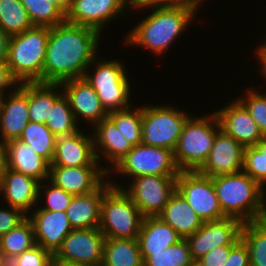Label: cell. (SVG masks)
<instances>
[{"label": "cell", "instance_id": "1", "mask_svg": "<svg viewBox=\"0 0 266 266\" xmlns=\"http://www.w3.org/2000/svg\"><path fill=\"white\" fill-rule=\"evenodd\" d=\"M100 32L67 22L49 28L43 83L82 78L97 57Z\"/></svg>", "mask_w": 266, "mask_h": 266}, {"label": "cell", "instance_id": "2", "mask_svg": "<svg viewBox=\"0 0 266 266\" xmlns=\"http://www.w3.org/2000/svg\"><path fill=\"white\" fill-rule=\"evenodd\" d=\"M217 198L226 217L244 222L266 218L264 188L245 172L211 177Z\"/></svg>", "mask_w": 266, "mask_h": 266}, {"label": "cell", "instance_id": "3", "mask_svg": "<svg viewBox=\"0 0 266 266\" xmlns=\"http://www.w3.org/2000/svg\"><path fill=\"white\" fill-rule=\"evenodd\" d=\"M152 11L130 32L127 44L129 42L135 46H144L155 52V55H160L184 31L196 12L181 7L163 6H157Z\"/></svg>", "mask_w": 266, "mask_h": 266}, {"label": "cell", "instance_id": "4", "mask_svg": "<svg viewBox=\"0 0 266 266\" xmlns=\"http://www.w3.org/2000/svg\"><path fill=\"white\" fill-rule=\"evenodd\" d=\"M49 38V27L33 26L10 36L7 64L20 83H43V67Z\"/></svg>", "mask_w": 266, "mask_h": 266}, {"label": "cell", "instance_id": "5", "mask_svg": "<svg viewBox=\"0 0 266 266\" xmlns=\"http://www.w3.org/2000/svg\"><path fill=\"white\" fill-rule=\"evenodd\" d=\"M143 217L123 188L112 182L103 183L98 228L105 238L138 239Z\"/></svg>", "mask_w": 266, "mask_h": 266}, {"label": "cell", "instance_id": "6", "mask_svg": "<svg viewBox=\"0 0 266 266\" xmlns=\"http://www.w3.org/2000/svg\"><path fill=\"white\" fill-rule=\"evenodd\" d=\"M192 118L190 116L185 122L174 151L180 171H196L204 164L221 129L215 112L209 117Z\"/></svg>", "mask_w": 266, "mask_h": 266}, {"label": "cell", "instance_id": "7", "mask_svg": "<svg viewBox=\"0 0 266 266\" xmlns=\"http://www.w3.org/2000/svg\"><path fill=\"white\" fill-rule=\"evenodd\" d=\"M188 116L172 106L142 108V141L149 146L175 151Z\"/></svg>", "mask_w": 266, "mask_h": 266}, {"label": "cell", "instance_id": "8", "mask_svg": "<svg viewBox=\"0 0 266 266\" xmlns=\"http://www.w3.org/2000/svg\"><path fill=\"white\" fill-rule=\"evenodd\" d=\"M93 75L88 71L85 80L93 87L107 113L129 108L130 86L123 64L112 61L97 63Z\"/></svg>", "mask_w": 266, "mask_h": 266}, {"label": "cell", "instance_id": "9", "mask_svg": "<svg viewBox=\"0 0 266 266\" xmlns=\"http://www.w3.org/2000/svg\"><path fill=\"white\" fill-rule=\"evenodd\" d=\"M114 168L134 178L148 175L178 176L180 172L173 151L143 143L133 146Z\"/></svg>", "mask_w": 266, "mask_h": 266}, {"label": "cell", "instance_id": "10", "mask_svg": "<svg viewBox=\"0 0 266 266\" xmlns=\"http://www.w3.org/2000/svg\"><path fill=\"white\" fill-rule=\"evenodd\" d=\"M176 190L203 222L215 221L226 216L222 213L211 177L196 171H180Z\"/></svg>", "mask_w": 266, "mask_h": 266}, {"label": "cell", "instance_id": "11", "mask_svg": "<svg viewBox=\"0 0 266 266\" xmlns=\"http://www.w3.org/2000/svg\"><path fill=\"white\" fill-rule=\"evenodd\" d=\"M178 176L148 175L133 178L124 192L138 207L144 217H157L176 191Z\"/></svg>", "mask_w": 266, "mask_h": 266}, {"label": "cell", "instance_id": "12", "mask_svg": "<svg viewBox=\"0 0 266 266\" xmlns=\"http://www.w3.org/2000/svg\"><path fill=\"white\" fill-rule=\"evenodd\" d=\"M105 237L99 228L73 229L54 258L75 264L101 266Z\"/></svg>", "mask_w": 266, "mask_h": 266}, {"label": "cell", "instance_id": "13", "mask_svg": "<svg viewBox=\"0 0 266 266\" xmlns=\"http://www.w3.org/2000/svg\"><path fill=\"white\" fill-rule=\"evenodd\" d=\"M242 225L240 219L233 217L204 222L200 229L186 238L192 259L197 261L219 246L235 245L241 239Z\"/></svg>", "mask_w": 266, "mask_h": 266}, {"label": "cell", "instance_id": "14", "mask_svg": "<svg viewBox=\"0 0 266 266\" xmlns=\"http://www.w3.org/2000/svg\"><path fill=\"white\" fill-rule=\"evenodd\" d=\"M243 152L244 147L238 141L219 129L207 160L197 171L209 177L240 172Z\"/></svg>", "mask_w": 266, "mask_h": 266}, {"label": "cell", "instance_id": "15", "mask_svg": "<svg viewBox=\"0 0 266 266\" xmlns=\"http://www.w3.org/2000/svg\"><path fill=\"white\" fill-rule=\"evenodd\" d=\"M111 169L97 166H50L49 181L74 196L96 191ZM103 178V179H102Z\"/></svg>", "mask_w": 266, "mask_h": 266}, {"label": "cell", "instance_id": "16", "mask_svg": "<svg viewBox=\"0 0 266 266\" xmlns=\"http://www.w3.org/2000/svg\"><path fill=\"white\" fill-rule=\"evenodd\" d=\"M5 101L0 100L1 144L19 139L29 122L28 115V82L20 83ZM5 101V102H4Z\"/></svg>", "mask_w": 266, "mask_h": 266}, {"label": "cell", "instance_id": "17", "mask_svg": "<svg viewBox=\"0 0 266 266\" xmlns=\"http://www.w3.org/2000/svg\"><path fill=\"white\" fill-rule=\"evenodd\" d=\"M31 221L37 245L53 255L59 250L63 240L73 230L66 211H46L36 209Z\"/></svg>", "mask_w": 266, "mask_h": 266}, {"label": "cell", "instance_id": "18", "mask_svg": "<svg viewBox=\"0 0 266 266\" xmlns=\"http://www.w3.org/2000/svg\"><path fill=\"white\" fill-rule=\"evenodd\" d=\"M121 0H70L66 21L91 27L101 33L108 20L121 14Z\"/></svg>", "mask_w": 266, "mask_h": 266}, {"label": "cell", "instance_id": "19", "mask_svg": "<svg viewBox=\"0 0 266 266\" xmlns=\"http://www.w3.org/2000/svg\"><path fill=\"white\" fill-rule=\"evenodd\" d=\"M98 163L93 136H85L78 130L56 138L55 154L50 166H99Z\"/></svg>", "mask_w": 266, "mask_h": 266}, {"label": "cell", "instance_id": "20", "mask_svg": "<svg viewBox=\"0 0 266 266\" xmlns=\"http://www.w3.org/2000/svg\"><path fill=\"white\" fill-rule=\"evenodd\" d=\"M60 84L64 95L68 98L76 122L78 116L94 122L93 124H98L108 117L97 92L84 77L66 80Z\"/></svg>", "mask_w": 266, "mask_h": 266}, {"label": "cell", "instance_id": "21", "mask_svg": "<svg viewBox=\"0 0 266 266\" xmlns=\"http://www.w3.org/2000/svg\"><path fill=\"white\" fill-rule=\"evenodd\" d=\"M221 130L233 137L244 148L256 145L264 135L246 108L238 101L215 111Z\"/></svg>", "mask_w": 266, "mask_h": 266}, {"label": "cell", "instance_id": "22", "mask_svg": "<svg viewBox=\"0 0 266 266\" xmlns=\"http://www.w3.org/2000/svg\"><path fill=\"white\" fill-rule=\"evenodd\" d=\"M7 168L24 174L41 183L49 179L50 164L32 147L19 139L4 144Z\"/></svg>", "mask_w": 266, "mask_h": 266}, {"label": "cell", "instance_id": "23", "mask_svg": "<svg viewBox=\"0 0 266 266\" xmlns=\"http://www.w3.org/2000/svg\"><path fill=\"white\" fill-rule=\"evenodd\" d=\"M40 182L6 167L0 191L4 193L9 206L25 214L38 204Z\"/></svg>", "mask_w": 266, "mask_h": 266}, {"label": "cell", "instance_id": "24", "mask_svg": "<svg viewBox=\"0 0 266 266\" xmlns=\"http://www.w3.org/2000/svg\"><path fill=\"white\" fill-rule=\"evenodd\" d=\"M158 217L169 224L182 239L194 234L204 223L177 190Z\"/></svg>", "mask_w": 266, "mask_h": 266}, {"label": "cell", "instance_id": "25", "mask_svg": "<svg viewBox=\"0 0 266 266\" xmlns=\"http://www.w3.org/2000/svg\"><path fill=\"white\" fill-rule=\"evenodd\" d=\"M103 184L96 190L73 196L66 213L73 229L98 228L100 224Z\"/></svg>", "mask_w": 266, "mask_h": 266}, {"label": "cell", "instance_id": "26", "mask_svg": "<svg viewBox=\"0 0 266 266\" xmlns=\"http://www.w3.org/2000/svg\"><path fill=\"white\" fill-rule=\"evenodd\" d=\"M95 127L96 133L93 140L97 160H100L97 149H103L104 152L102 154L115 167L128 154L133 145L120 133L115 123L109 117L102 119Z\"/></svg>", "mask_w": 266, "mask_h": 266}, {"label": "cell", "instance_id": "27", "mask_svg": "<svg viewBox=\"0 0 266 266\" xmlns=\"http://www.w3.org/2000/svg\"><path fill=\"white\" fill-rule=\"evenodd\" d=\"M181 239L179 234L158 216L143 217L138 234L141 253H158Z\"/></svg>", "mask_w": 266, "mask_h": 266}, {"label": "cell", "instance_id": "28", "mask_svg": "<svg viewBox=\"0 0 266 266\" xmlns=\"http://www.w3.org/2000/svg\"><path fill=\"white\" fill-rule=\"evenodd\" d=\"M101 266H143L138 239L105 238Z\"/></svg>", "mask_w": 266, "mask_h": 266}, {"label": "cell", "instance_id": "29", "mask_svg": "<svg viewBox=\"0 0 266 266\" xmlns=\"http://www.w3.org/2000/svg\"><path fill=\"white\" fill-rule=\"evenodd\" d=\"M60 83L28 82L29 121L45 124L54 102L62 95L55 92Z\"/></svg>", "mask_w": 266, "mask_h": 266}, {"label": "cell", "instance_id": "30", "mask_svg": "<svg viewBox=\"0 0 266 266\" xmlns=\"http://www.w3.org/2000/svg\"><path fill=\"white\" fill-rule=\"evenodd\" d=\"M56 138L45 124L29 121L19 140L28 144L40 157L51 164L55 154Z\"/></svg>", "mask_w": 266, "mask_h": 266}, {"label": "cell", "instance_id": "31", "mask_svg": "<svg viewBox=\"0 0 266 266\" xmlns=\"http://www.w3.org/2000/svg\"><path fill=\"white\" fill-rule=\"evenodd\" d=\"M241 239L248 247L250 266H266V218L244 222Z\"/></svg>", "mask_w": 266, "mask_h": 266}, {"label": "cell", "instance_id": "32", "mask_svg": "<svg viewBox=\"0 0 266 266\" xmlns=\"http://www.w3.org/2000/svg\"><path fill=\"white\" fill-rule=\"evenodd\" d=\"M34 245H36L34 230L28 217L0 238L1 250L9 261L31 249Z\"/></svg>", "mask_w": 266, "mask_h": 266}, {"label": "cell", "instance_id": "33", "mask_svg": "<svg viewBox=\"0 0 266 266\" xmlns=\"http://www.w3.org/2000/svg\"><path fill=\"white\" fill-rule=\"evenodd\" d=\"M31 27L33 24L20 0H0V28L9 37Z\"/></svg>", "mask_w": 266, "mask_h": 266}, {"label": "cell", "instance_id": "34", "mask_svg": "<svg viewBox=\"0 0 266 266\" xmlns=\"http://www.w3.org/2000/svg\"><path fill=\"white\" fill-rule=\"evenodd\" d=\"M141 255L143 266H189L194 261L186 239H181L158 253H141Z\"/></svg>", "mask_w": 266, "mask_h": 266}, {"label": "cell", "instance_id": "35", "mask_svg": "<svg viewBox=\"0 0 266 266\" xmlns=\"http://www.w3.org/2000/svg\"><path fill=\"white\" fill-rule=\"evenodd\" d=\"M76 124L68 98L62 93L54 102L45 125L56 137H59L77 132L79 129Z\"/></svg>", "mask_w": 266, "mask_h": 266}, {"label": "cell", "instance_id": "36", "mask_svg": "<svg viewBox=\"0 0 266 266\" xmlns=\"http://www.w3.org/2000/svg\"><path fill=\"white\" fill-rule=\"evenodd\" d=\"M28 12L33 26L54 27L66 20V16L50 0H20Z\"/></svg>", "mask_w": 266, "mask_h": 266}, {"label": "cell", "instance_id": "37", "mask_svg": "<svg viewBox=\"0 0 266 266\" xmlns=\"http://www.w3.org/2000/svg\"><path fill=\"white\" fill-rule=\"evenodd\" d=\"M108 117L115 123L120 133L133 146L142 141V108L131 111L130 108L108 113Z\"/></svg>", "mask_w": 266, "mask_h": 266}, {"label": "cell", "instance_id": "38", "mask_svg": "<svg viewBox=\"0 0 266 266\" xmlns=\"http://www.w3.org/2000/svg\"><path fill=\"white\" fill-rule=\"evenodd\" d=\"M242 171L262 187L266 182V136L256 145L244 148Z\"/></svg>", "mask_w": 266, "mask_h": 266}, {"label": "cell", "instance_id": "39", "mask_svg": "<svg viewBox=\"0 0 266 266\" xmlns=\"http://www.w3.org/2000/svg\"><path fill=\"white\" fill-rule=\"evenodd\" d=\"M246 98L237 99L249 112L261 133L266 136V95L247 90Z\"/></svg>", "mask_w": 266, "mask_h": 266}, {"label": "cell", "instance_id": "40", "mask_svg": "<svg viewBox=\"0 0 266 266\" xmlns=\"http://www.w3.org/2000/svg\"><path fill=\"white\" fill-rule=\"evenodd\" d=\"M54 255L40 245H34L10 260V266H51Z\"/></svg>", "mask_w": 266, "mask_h": 266}, {"label": "cell", "instance_id": "41", "mask_svg": "<svg viewBox=\"0 0 266 266\" xmlns=\"http://www.w3.org/2000/svg\"><path fill=\"white\" fill-rule=\"evenodd\" d=\"M50 184L42 185L40 183L39 196L41 193L40 192L41 188L44 189L45 187L46 188L48 187V189L46 190V193H45L47 204H46V206H44L40 209H43L46 211H66L67 207L71 203L74 195L67 193L66 191H64L60 187L56 186L52 182Z\"/></svg>", "mask_w": 266, "mask_h": 266}, {"label": "cell", "instance_id": "42", "mask_svg": "<svg viewBox=\"0 0 266 266\" xmlns=\"http://www.w3.org/2000/svg\"><path fill=\"white\" fill-rule=\"evenodd\" d=\"M26 218L25 213L18 208L10 206V210L0 209V238L3 234L17 227Z\"/></svg>", "mask_w": 266, "mask_h": 266}, {"label": "cell", "instance_id": "43", "mask_svg": "<svg viewBox=\"0 0 266 266\" xmlns=\"http://www.w3.org/2000/svg\"><path fill=\"white\" fill-rule=\"evenodd\" d=\"M234 245H225L214 248L197 261L201 266H223L227 261L230 250Z\"/></svg>", "mask_w": 266, "mask_h": 266}, {"label": "cell", "instance_id": "44", "mask_svg": "<svg viewBox=\"0 0 266 266\" xmlns=\"http://www.w3.org/2000/svg\"><path fill=\"white\" fill-rule=\"evenodd\" d=\"M223 266H250V254L247 245L240 239L230 250Z\"/></svg>", "mask_w": 266, "mask_h": 266}, {"label": "cell", "instance_id": "45", "mask_svg": "<svg viewBox=\"0 0 266 266\" xmlns=\"http://www.w3.org/2000/svg\"><path fill=\"white\" fill-rule=\"evenodd\" d=\"M19 82L12 76L7 62L0 63V97L4 96V90Z\"/></svg>", "mask_w": 266, "mask_h": 266}, {"label": "cell", "instance_id": "46", "mask_svg": "<svg viewBox=\"0 0 266 266\" xmlns=\"http://www.w3.org/2000/svg\"><path fill=\"white\" fill-rule=\"evenodd\" d=\"M201 0H158V6L163 7H181L190 9L193 12L197 10Z\"/></svg>", "mask_w": 266, "mask_h": 266}, {"label": "cell", "instance_id": "47", "mask_svg": "<svg viewBox=\"0 0 266 266\" xmlns=\"http://www.w3.org/2000/svg\"><path fill=\"white\" fill-rule=\"evenodd\" d=\"M121 3H122V6L124 9L127 8L126 5L130 6V8L131 7H134V8L140 7L141 9H142V7L143 8L144 7L145 8L151 7L153 9V8L158 6V0H121Z\"/></svg>", "mask_w": 266, "mask_h": 266}, {"label": "cell", "instance_id": "48", "mask_svg": "<svg viewBox=\"0 0 266 266\" xmlns=\"http://www.w3.org/2000/svg\"><path fill=\"white\" fill-rule=\"evenodd\" d=\"M9 36L0 28V63L7 62Z\"/></svg>", "mask_w": 266, "mask_h": 266}, {"label": "cell", "instance_id": "49", "mask_svg": "<svg viewBox=\"0 0 266 266\" xmlns=\"http://www.w3.org/2000/svg\"><path fill=\"white\" fill-rule=\"evenodd\" d=\"M7 167L6 163V151L4 145L0 143V188L2 186L4 172Z\"/></svg>", "mask_w": 266, "mask_h": 266}, {"label": "cell", "instance_id": "50", "mask_svg": "<svg viewBox=\"0 0 266 266\" xmlns=\"http://www.w3.org/2000/svg\"><path fill=\"white\" fill-rule=\"evenodd\" d=\"M259 57V61H261L262 63V68L260 71H262L263 75H265L266 78V44L264 43L263 45H261L260 48H258V50L256 51Z\"/></svg>", "mask_w": 266, "mask_h": 266}, {"label": "cell", "instance_id": "51", "mask_svg": "<svg viewBox=\"0 0 266 266\" xmlns=\"http://www.w3.org/2000/svg\"><path fill=\"white\" fill-rule=\"evenodd\" d=\"M70 0H50L51 4H54L65 16L68 11Z\"/></svg>", "mask_w": 266, "mask_h": 266}, {"label": "cell", "instance_id": "52", "mask_svg": "<svg viewBox=\"0 0 266 266\" xmlns=\"http://www.w3.org/2000/svg\"><path fill=\"white\" fill-rule=\"evenodd\" d=\"M51 266H88V265L68 263V262H64V261L58 260L56 258H53Z\"/></svg>", "mask_w": 266, "mask_h": 266}, {"label": "cell", "instance_id": "53", "mask_svg": "<svg viewBox=\"0 0 266 266\" xmlns=\"http://www.w3.org/2000/svg\"><path fill=\"white\" fill-rule=\"evenodd\" d=\"M9 260L6 258L5 253L1 250L0 247V266H9Z\"/></svg>", "mask_w": 266, "mask_h": 266}, {"label": "cell", "instance_id": "54", "mask_svg": "<svg viewBox=\"0 0 266 266\" xmlns=\"http://www.w3.org/2000/svg\"><path fill=\"white\" fill-rule=\"evenodd\" d=\"M189 266H201L198 261H193Z\"/></svg>", "mask_w": 266, "mask_h": 266}]
</instances>
